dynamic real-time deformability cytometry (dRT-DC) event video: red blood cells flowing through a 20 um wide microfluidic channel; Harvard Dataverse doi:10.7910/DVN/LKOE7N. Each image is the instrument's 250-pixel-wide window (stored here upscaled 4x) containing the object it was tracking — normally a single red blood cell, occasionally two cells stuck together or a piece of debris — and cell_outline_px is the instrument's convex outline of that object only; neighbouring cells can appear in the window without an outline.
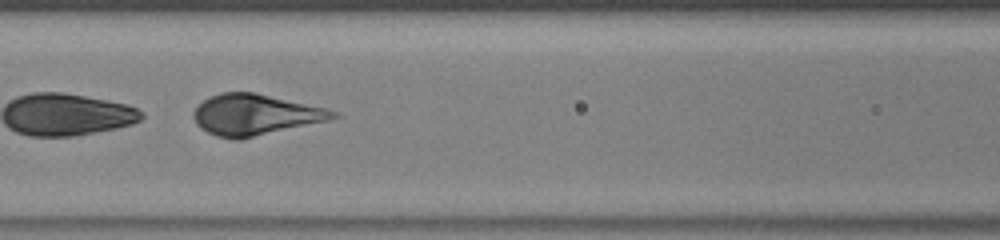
{"species": "human", "species_latin": "Homo sapiens", "temperature_condition": "warm", "stored_images_in_passage": 25, "camera_frame_rate_fps": 3000, "um_per_image_px": 0.085, "donor": {"sex": "male"}, "frame": {"image": 1, "passage_image": 20, "time_ms": 6.333, "image_size_px": [1000, 240], "cell_outline_px": [[340, 116], [328, 120], [240, 140], [232, 140], [216, 136], [200, 128], [196, 124], [192, 116], [192, 112], [204, 100], [220, 92], [252, 92], [324, 108], [336, 112]], "centroid_in_image_um": [21.63, 9.77], "position_along_channel_um": 145.0, "area_um2": 32.89}}